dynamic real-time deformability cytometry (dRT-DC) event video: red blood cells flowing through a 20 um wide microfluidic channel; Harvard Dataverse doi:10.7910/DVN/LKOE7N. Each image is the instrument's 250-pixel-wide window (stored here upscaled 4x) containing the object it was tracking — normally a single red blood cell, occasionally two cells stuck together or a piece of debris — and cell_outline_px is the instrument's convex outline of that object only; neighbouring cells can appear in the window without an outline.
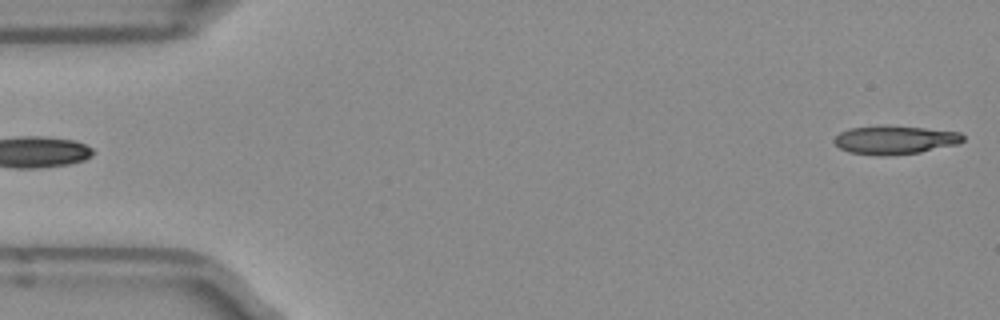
{"species": "Egyptian fruit bat (a non-hibernating species)", "species_latin": "Rousettus aegyptiacus", "temperature_condition": "room temperature", "stored_images_in_passage": 4, "segment_of_instrument_passage": [2, 2], "camera_frame_rate_fps": 3000, "um_per_image_px": 0.085, "frame": {"image": 1, "passage_image": 4, "time_ms": 1.0, "image_size_px": [1000, 320], "cell_outline_px": [[964, 140], [956, 144], [920, 152], [892, 156], [876, 156], [848, 152], [840, 148], [832, 140], [840, 132], [848, 128], [924, 128], [960, 132], [964, 136]], "centroid_in_image_um": [76.05, 11.94], "position_along_channel_um": 8.9, "area_um2": 20.69}}